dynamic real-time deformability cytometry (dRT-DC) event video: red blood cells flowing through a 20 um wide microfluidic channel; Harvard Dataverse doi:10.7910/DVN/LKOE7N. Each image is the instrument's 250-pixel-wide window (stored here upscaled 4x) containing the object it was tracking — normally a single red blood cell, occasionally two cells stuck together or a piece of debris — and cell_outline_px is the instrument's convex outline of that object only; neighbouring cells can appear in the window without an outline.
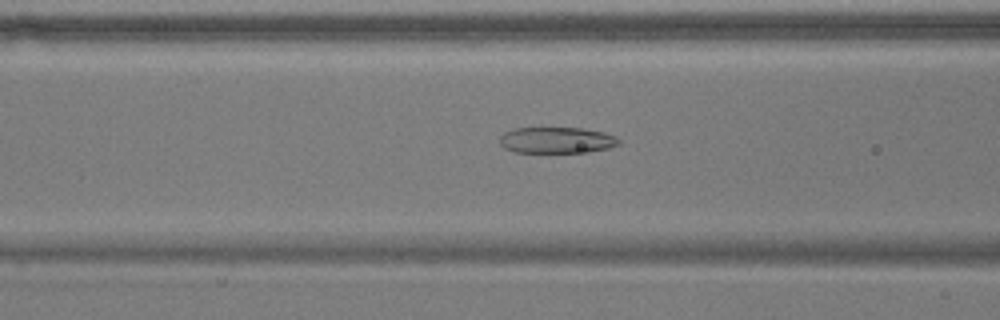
{"species": "common noctule bat (a hibernating species)", "species_latin": "Nyctalus noctula", "temperature_condition": "warm", "stored_images_in_passage": 42, "camera_frame_rate_fps": 3000, "um_per_image_px": 0.085, "animal": {"sex": "male", "body_mass_g": 17.9}, "frame": {"image": 1, "passage_image": 9, "time_ms": 2.667, "image_size_px": [1000, 320], "cell_outline_px": [[620, 144], [608, 148], [588, 152], [516, 152], [504, 148], [500, 144], [500, 136], [504, 132], [516, 128], [584, 128], [604, 132], [616, 136], [620, 140]], "centroid_in_image_um": [47.34, 11.91], "position_along_channel_um": 119.3, "area_um2": 18.21}}
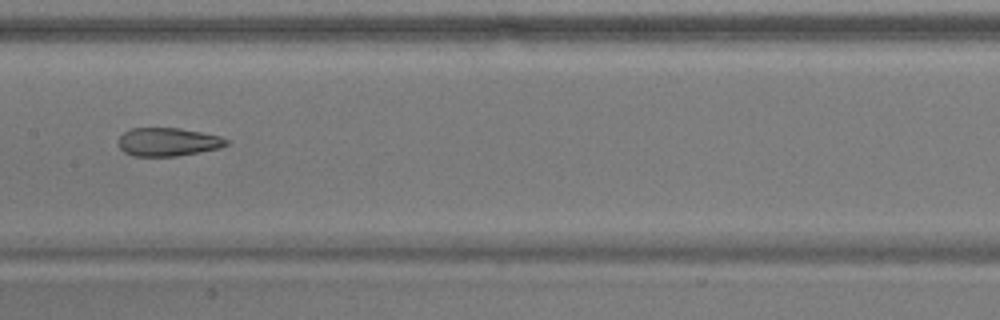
{"frame": {"image": 2, "passage_image": 15, "time_ms": 4.667, "image_size_px": [1000, 320], "cell_outline_px": [[228, 144], [220, 148], [176, 156], [132, 156], [124, 152], [120, 148], [120, 136], [124, 132], [132, 128], [180, 128], [220, 136], [228, 140]], "centroid_in_image_um": [14.28, 12.06], "position_along_channel_um": 193.1, "area_um2": 17.69}}
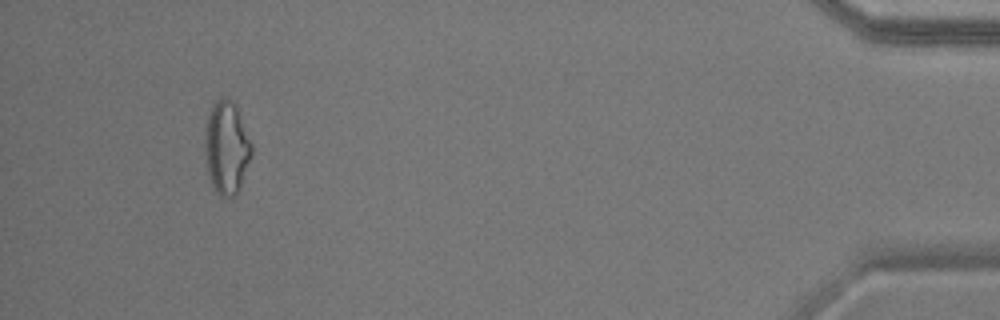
{"frame": {"image": 3, "passage_image": 39, "time_ms": 12.667, "image_size_px": [1000, 320], "cell_outline_px": [[252, 156], [240, 184], [236, 192], [232, 196], [220, 196], [216, 192], [208, 176], [204, 140], [204, 128], [212, 104], [216, 100], [224, 96], [232, 100], [236, 104], [252, 144]], "centroid_in_image_um": [19.24, 12.48], "position_along_channel_um": 416.0, "area_um2": 25.32}, "authors_computed_cell_mechanics": {"area_um2": 19.4208, "velocity_mm_per_s": 3.6802, "shape_relaxation_time_tau1_ms": null, "shape_relaxation_time_tau2_ms": 2.67, "deformation_change_tau1": null, "deformation_change_tau2": 0.1011}}